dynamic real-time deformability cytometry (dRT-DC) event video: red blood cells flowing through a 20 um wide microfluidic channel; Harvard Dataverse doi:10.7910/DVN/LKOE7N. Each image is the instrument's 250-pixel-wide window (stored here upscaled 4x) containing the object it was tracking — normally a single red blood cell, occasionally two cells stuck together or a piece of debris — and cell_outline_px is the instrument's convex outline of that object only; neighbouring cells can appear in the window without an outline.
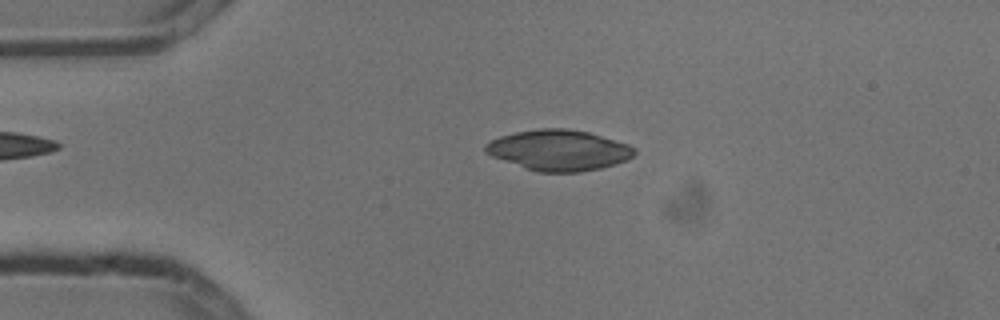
{"species": "common noctule bat (a hibernating species)", "species_latin": "Nyctalus noctula", "temperature_condition": "cold", "stored_images_in_passage": 4, "camera_frame_rate_fps": 3000, "um_per_image_px": 0.085, "animal": {"sex": "male", "body_mass_g": 13.3}, "frame": {"image": 1, "passage_image": 3, "time_ms": 0.667, "image_size_px": [1000, 320], "cell_outline_px": [[636, 152], [628, 160], [600, 168], [580, 172], [540, 172], [524, 168], [492, 156], [484, 152], [484, 144], [500, 136], [516, 132], [540, 128], [564, 128], [588, 132], [628, 144], [636, 148]], "centroid_in_image_um": [47.49, 12.77], "position_along_channel_um": 37.5, "area_um2": 35.2}}